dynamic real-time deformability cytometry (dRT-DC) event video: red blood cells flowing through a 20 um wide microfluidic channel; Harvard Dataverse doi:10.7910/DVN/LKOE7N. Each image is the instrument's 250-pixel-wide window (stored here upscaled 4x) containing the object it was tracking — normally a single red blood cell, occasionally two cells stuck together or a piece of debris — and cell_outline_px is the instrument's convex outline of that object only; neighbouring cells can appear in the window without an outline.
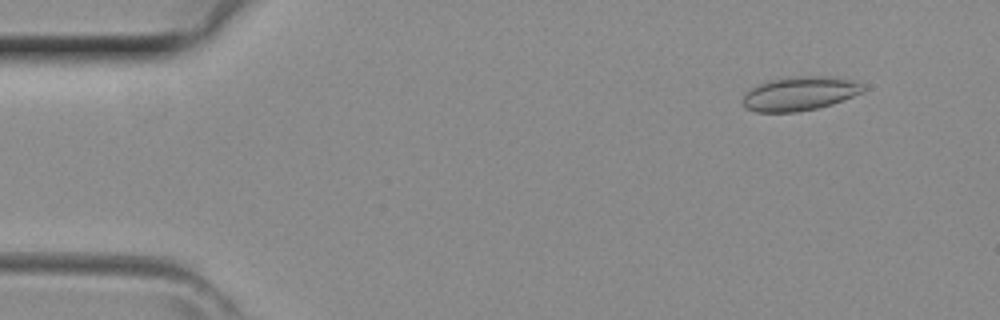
{"species": "common noctule bat (a hibernating species)", "species_latin": "Nyctalus noctula", "temperature_condition": "room temperature", "stored_images_in_passage": 42, "camera_frame_rate_fps": 3000, "um_per_image_px": 0.085, "animal": {"sex": "female", "body_mass_g": 29.2, "forearm_length_mm": 56.3}, "frame": {"image": 1, "passage_image": 4, "time_ms": 1.0, "image_size_px": [1000, 320], "cell_outline_px": [[864, 92], [832, 104], [816, 108], [796, 112], [756, 112], [744, 108], [740, 100], [752, 88], [760, 84], [772, 80], [788, 76], [836, 76], [852, 80], [860, 84], [864, 88]], "centroid_in_image_um": [67.96, 7.95], "position_along_channel_um": 17.0, "area_um2": 23.87}}
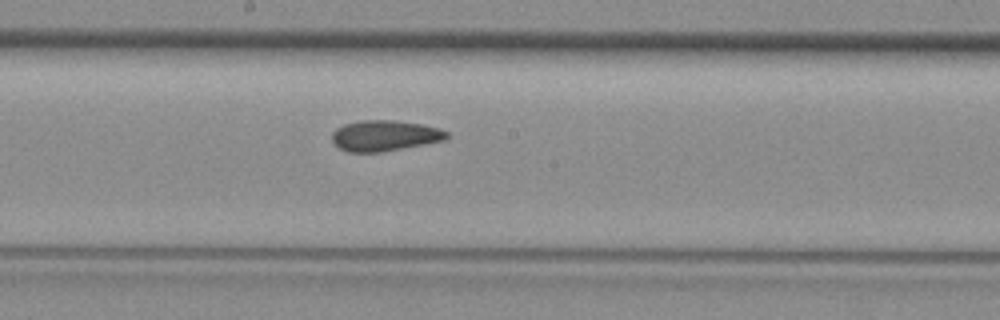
{"frame": {"image": 2, "passage_image": 22, "time_ms": 7.0, "image_size_px": [1000, 320], "cell_outline_px": [[448, 136], [444, 140], [424, 144], [380, 152], [348, 152], [340, 148], [332, 140], [332, 132], [336, 128], [344, 124], [360, 120], [392, 120], [420, 124], [440, 128], [448, 132]], "centroid_in_image_um": [32.68, 11.52], "position_along_channel_um": 215.5, "area_um2": 20.4}}
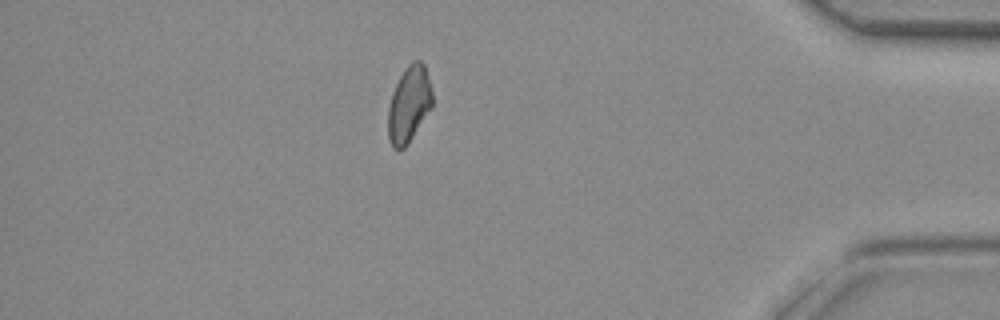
{"frame": {"image": 3, "passage_image": 36, "time_ms": 11.667, "image_size_px": [1000, 320], "cell_outline_px": [[432, 108], [408, 144], [404, 148], [392, 148], [388, 136], [388, 108], [392, 92], [404, 68], [412, 60], [420, 60], [424, 64], [428, 76], [432, 92]], "centroid_in_image_um": [34.77, 8.85], "position_along_channel_um": 400.4, "area_um2": 19.77}}